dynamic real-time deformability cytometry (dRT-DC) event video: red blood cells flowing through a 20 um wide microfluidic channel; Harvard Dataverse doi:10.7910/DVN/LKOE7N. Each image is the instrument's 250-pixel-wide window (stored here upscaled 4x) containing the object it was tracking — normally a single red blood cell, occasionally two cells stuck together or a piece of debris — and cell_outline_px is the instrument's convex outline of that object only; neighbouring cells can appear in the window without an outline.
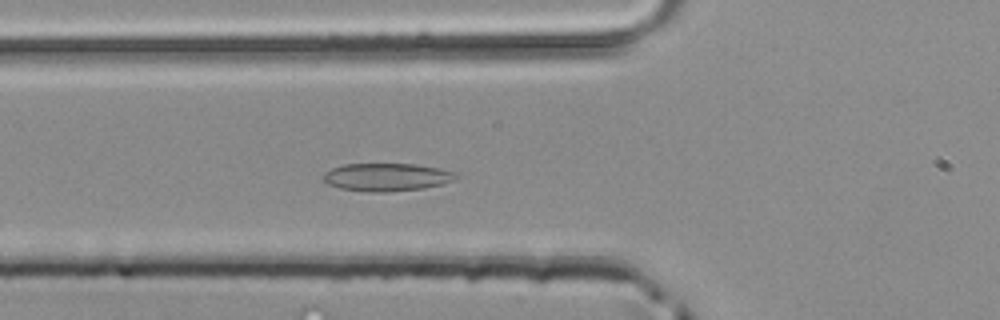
{"species": "common noctule bat (a hibernating species)", "species_latin": "Nyctalus noctula", "temperature_condition": "room temperature", "stored_images_in_passage": 32, "camera_frame_rate_fps": 3000, "um_per_image_px": 0.085, "animal": {"sex": "male", "body_mass_g": 20.4}, "frame": {"image": 1, "passage_image": 2, "time_ms": 0.333, "image_size_px": [1000, 320], "cell_outline_px": [[460, 176], [444, 184], [424, 188], [388, 192], [368, 192], [340, 188], [328, 184], [324, 180], [324, 172], [332, 168], [344, 164], [416, 164], [440, 168], [456, 172]], "centroid_in_image_um": [32.91, 15.05], "position_along_channel_um": 92.9, "area_um2": 21.68}}
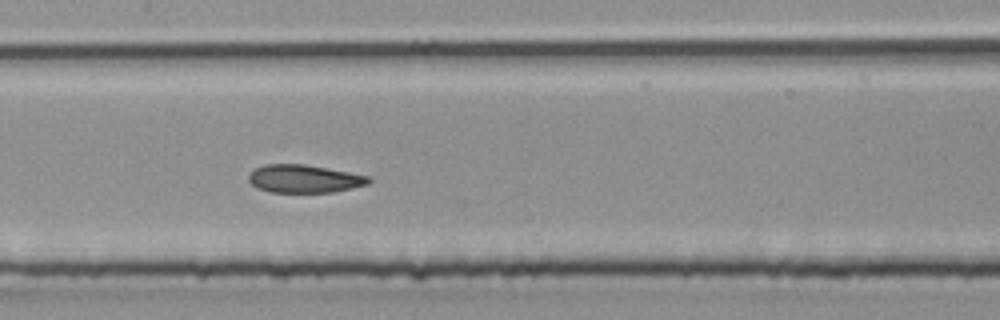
{"frame": {"image": 2, "passage_image": 8, "time_ms": 2.333, "image_size_px": [1000, 320], "cell_outline_px": [[372, 180], [368, 184], [352, 188], [332, 192], [268, 192], [256, 188], [248, 180], [248, 176], [256, 168], [264, 164], [304, 164], [348, 172], [368, 176]], "centroid_in_image_um": [25.83, 15.2], "position_along_channel_um": 181.6, "area_um2": 19.48}}
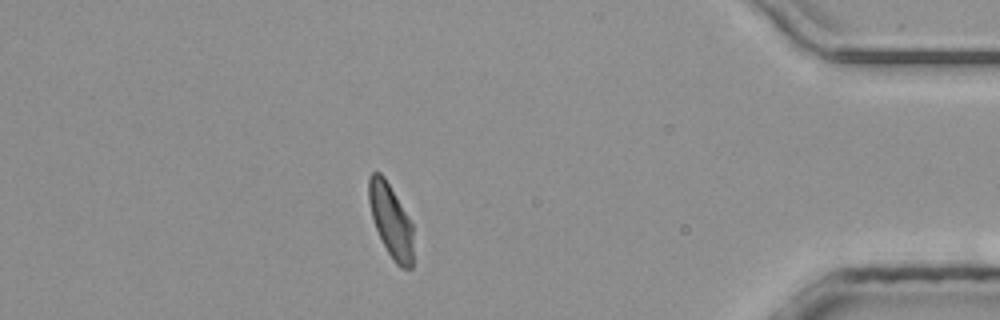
{"frame": {"image": 3, "passage_image": 26, "time_ms": 8.333, "image_size_px": [1000, 320], "cell_outline_px": [[412, 268], [400, 268], [396, 264], [388, 252], [376, 228], [372, 216], [368, 200], [368, 176], [372, 172], [380, 172], [384, 176], [412, 224]], "centroid_in_image_um": [33.2, 18.73], "position_along_channel_um": 402.0, "area_um2": 18.61}}